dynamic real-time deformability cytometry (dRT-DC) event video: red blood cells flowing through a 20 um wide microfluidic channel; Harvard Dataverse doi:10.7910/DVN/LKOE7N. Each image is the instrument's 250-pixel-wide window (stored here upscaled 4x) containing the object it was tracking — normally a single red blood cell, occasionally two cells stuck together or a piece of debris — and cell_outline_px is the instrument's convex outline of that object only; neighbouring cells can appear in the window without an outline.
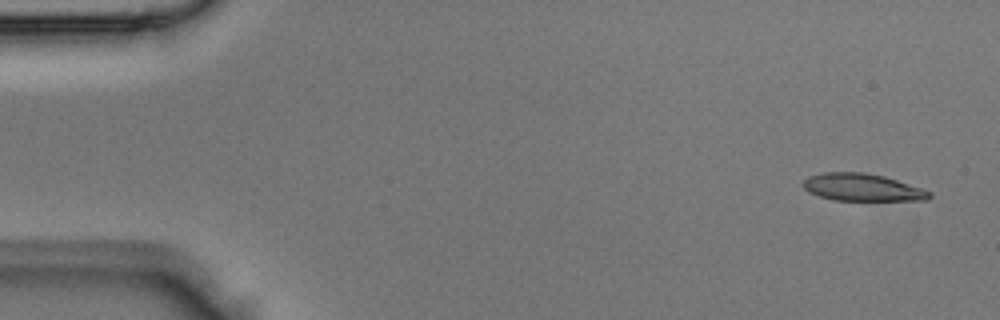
{"species": "Egyptian fruit bat (a non-hibernating species)", "species_latin": "Rousettus aegyptiacus", "temperature_condition": "room temperature", "stored_images_in_passage": 5, "camera_frame_rate_fps": 3000, "um_per_image_px": 0.085, "animal": {"sex": "male"}, "frame": {"image": 1, "passage_image": 1, "time_ms": 0.0, "image_size_px": [1000, 320], "cell_outline_px": [[932, 196], [928, 200], [836, 200], [820, 196], [808, 192], [800, 184], [808, 176], [824, 172], [864, 172], [884, 176], [932, 192]], "centroid_in_image_um": [73.26, 15.92], "position_along_channel_um": 11.7, "area_um2": 20.06}}
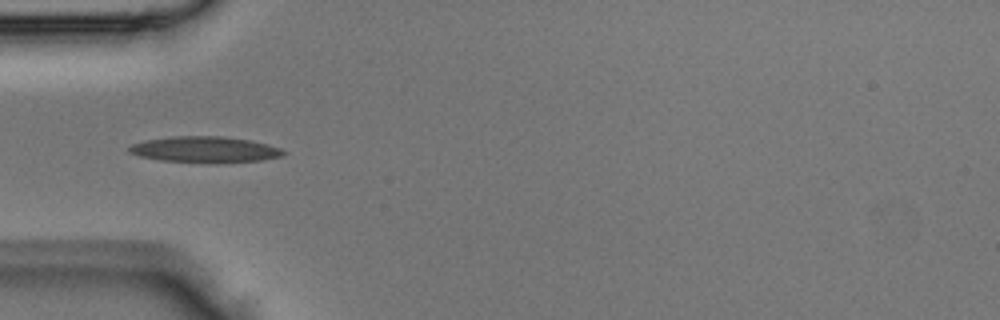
{"frame": {"image": 2, "passage_image": 4, "time_ms": 1.0, "image_size_px": [1000, 320], "cell_outline_px": [[288, 152], [284, 156], [260, 160], [160, 160], [140, 156], [128, 152], [128, 148], [132, 144], [144, 140], [172, 136], [224, 136], [252, 140], [268, 144], [280, 148]], "centroid_in_image_um": [17.42, 12.65], "position_along_channel_um": 67.6, "area_um2": 22.43}}
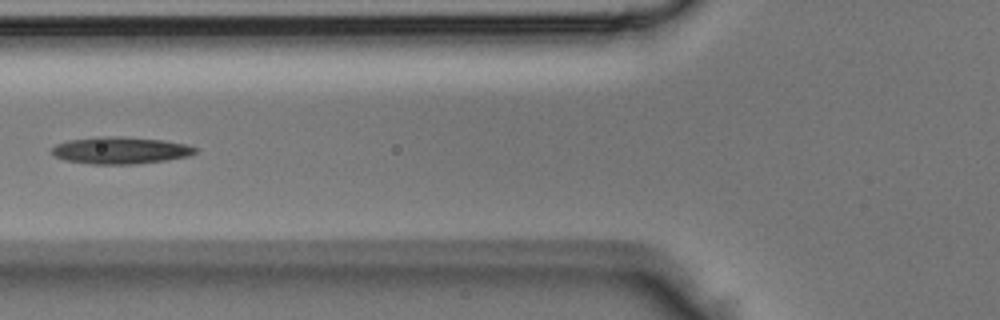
{"frame": {"image": 3, "passage_image": 5, "time_ms": 1.333, "image_size_px": [1000, 320], "cell_outline_px": [[196, 152], [188, 156], [168, 160], [132, 164], [92, 164], [64, 160], [56, 156], [52, 152], [52, 148], [56, 144], [68, 140], [96, 136], [120, 136], [164, 140], [184, 144], [196, 148]], "centroid_in_image_um": [10.21, 12.77], "position_along_channel_um": 115.6, "area_um2": 22.54}}